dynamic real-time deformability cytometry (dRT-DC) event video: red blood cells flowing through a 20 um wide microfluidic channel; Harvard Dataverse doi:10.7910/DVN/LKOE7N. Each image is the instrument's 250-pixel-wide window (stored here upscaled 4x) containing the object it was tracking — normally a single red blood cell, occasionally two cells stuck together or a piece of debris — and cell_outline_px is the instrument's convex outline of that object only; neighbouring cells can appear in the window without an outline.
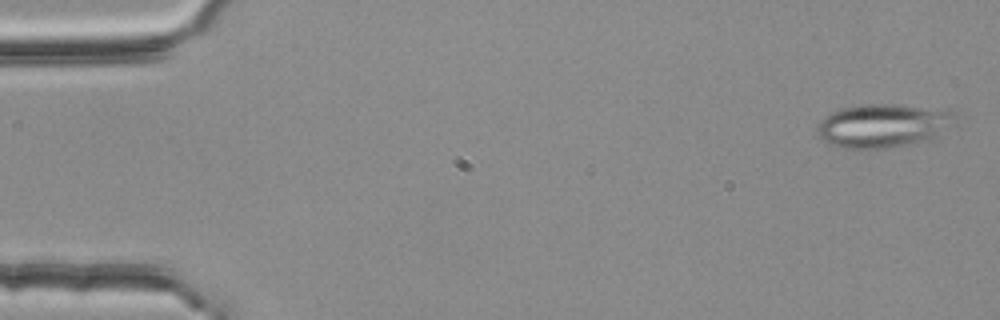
{"species": "common noctule bat (a hibernating species)", "species_latin": "Nyctalus noctula", "temperature_condition": "room temperature", "stored_images_in_passage": 4, "camera_frame_rate_fps": 3000, "um_per_image_px": 0.085, "animal": {"sex": "female", "body_mass_g": 25.1}, "frame": {"image": 1, "passage_image": 1, "time_ms": 0.0, "image_size_px": [1000, 320], "cell_outline_px": [[956, 112], [940, 136], [928, 140], [912, 144], [888, 148], [840, 148], [828, 144], [820, 136], [816, 128], [820, 120], [824, 116], [840, 108], [856, 104], [900, 104]], "centroid_in_image_um": [74.98, 10.68], "position_along_channel_um": 10.0, "area_um2": 34.97}}